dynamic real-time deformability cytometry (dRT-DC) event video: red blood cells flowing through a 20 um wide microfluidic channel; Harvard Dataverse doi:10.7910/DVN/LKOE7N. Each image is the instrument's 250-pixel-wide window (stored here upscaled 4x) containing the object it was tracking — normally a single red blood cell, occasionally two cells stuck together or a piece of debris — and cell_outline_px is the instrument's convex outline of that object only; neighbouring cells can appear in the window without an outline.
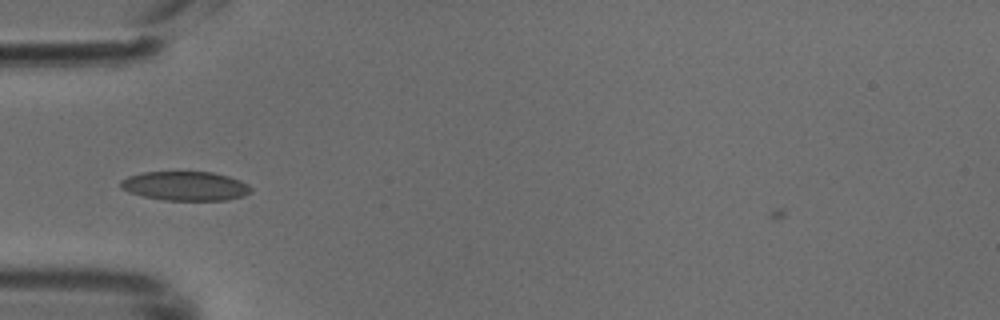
{"species": "common noctule bat (a hibernating species)", "species_latin": "Nyctalus noctula", "temperature_condition": "cold", "stored_images_in_passage": 41, "camera_frame_rate_fps": 3000, "um_per_image_px": 0.085, "animal": {"sex": "male", "body_mass_g": 18.8}, "frame": {"image": 1, "passage_image": 8, "time_ms": 2.333, "image_size_px": [1000, 320], "cell_outline_px": [[252, 192], [244, 196], [228, 200], [164, 200], [144, 196], [128, 192], [120, 188], [120, 180], [128, 176], [144, 172], [212, 172], [228, 176], [240, 180], [248, 184], [252, 188]], "centroid_in_image_um": [15.76, 15.81], "position_along_channel_um": 69.2, "area_um2": 22.25}}
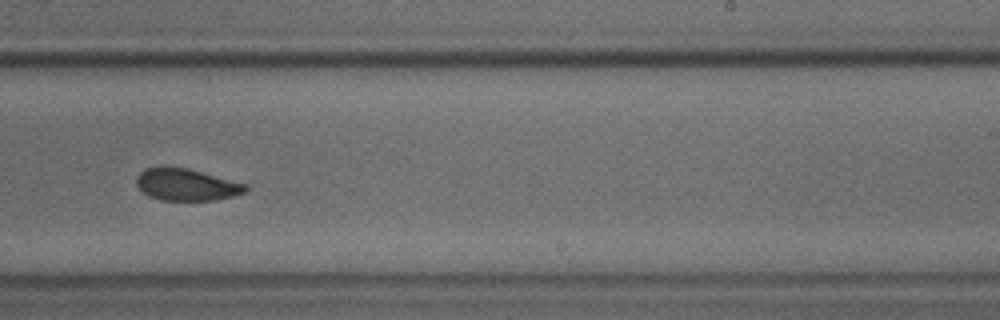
{"frame": {"image": 2, "passage_image": 23, "time_ms": 7.333, "image_size_px": [1000, 320], "cell_outline_px": [[248, 188], [244, 192], [232, 196], [216, 200], [160, 200], [148, 196], [136, 184], [136, 176], [144, 168], [160, 164], [188, 168], [248, 184]], "centroid_in_image_um": [15.8, 15.66], "position_along_channel_um": 273.2, "area_um2": 20.75}}
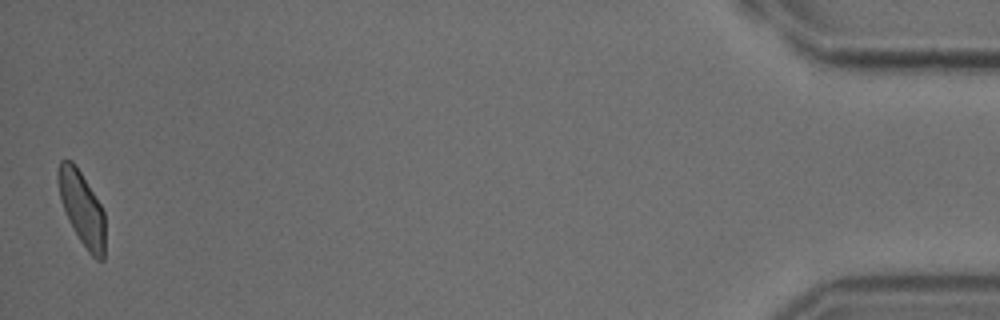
{"frame": {"image": 3, "passage_image": 41, "time_ms": 13.333, "image_size_px": [1000, 320], "cell_outline_px": [[104, 260], [96, 260], [88, 252], [80, 240], [64, 208], [60, 196], [56, 176], [56, 172], [60, 160], [72, 160], [76, 164], [100, 204], [104, 212]], "centroid_in_image_um": [6.96, 17.67], "position_along_channel_um": 428.2, "area_um2": 19.88}}